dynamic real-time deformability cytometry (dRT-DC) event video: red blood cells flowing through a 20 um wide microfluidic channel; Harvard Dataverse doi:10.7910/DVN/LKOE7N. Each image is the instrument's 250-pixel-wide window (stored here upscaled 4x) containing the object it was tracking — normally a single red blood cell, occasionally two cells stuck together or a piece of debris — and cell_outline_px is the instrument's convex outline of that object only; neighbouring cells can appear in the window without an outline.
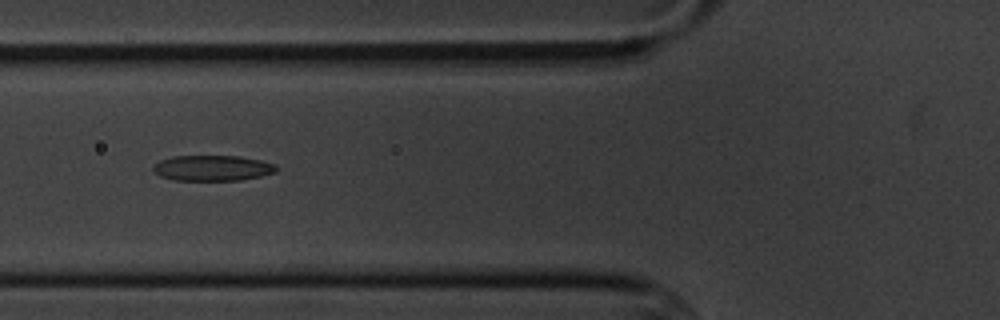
{"species": "common noctule bat (a hibernating species)", "species_latin": "Nyctalus noctula", "temperature_condition": "cold", "stored_images_in_passage": 10, "camera_frame_rate_fps": 3000, "um_per_image_px": 0.085, "animal": {"sex": "male", "body_mass_g": 20.1, "forearm_length_mm": 53.5}, "frame": {"image": 1, "passage_image": 5, "time_ms": 5.667, "image_size_px": [1000, 320], "cell_outline_px": [[276, 172], [260, 176], [240, 180], [172, 180], [160, 176], [152, 168], [152, 164], [160, 160], [172, 156], [240, 156], [260, 160], [276, 164]], "centroid_in_image_um": [18.03, 14.28], "position_along_channel_um": 107.8, "area_um2": 18.38}}
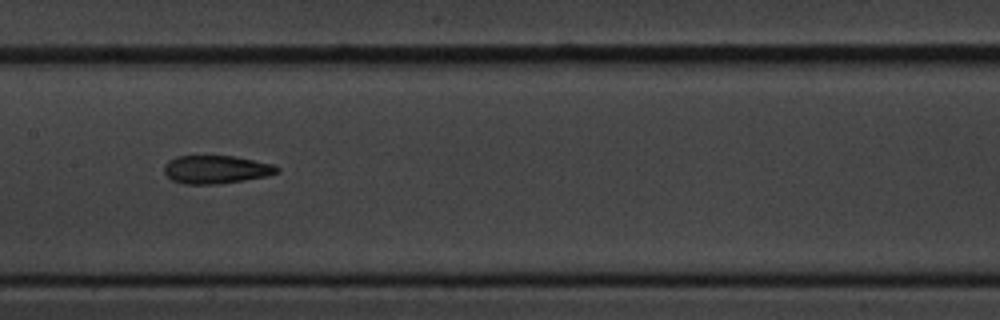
{"frame": {"image": 2, "passage_image": 7, "time_ms": 8.0, "image_size_px": [1000, 320], "cell_outline_px": [[280, 172], [268, 176], [220, 184], [184, 184], [172, 180], [164, 172], [164, 164], [168, 160], [176, 156], [236, 156], [272, 164], [280, 168]], "centroid_in_image_um": [18.37, 14.41], "position_along_channel_um": 189.0, "area_um2": 18.67}}
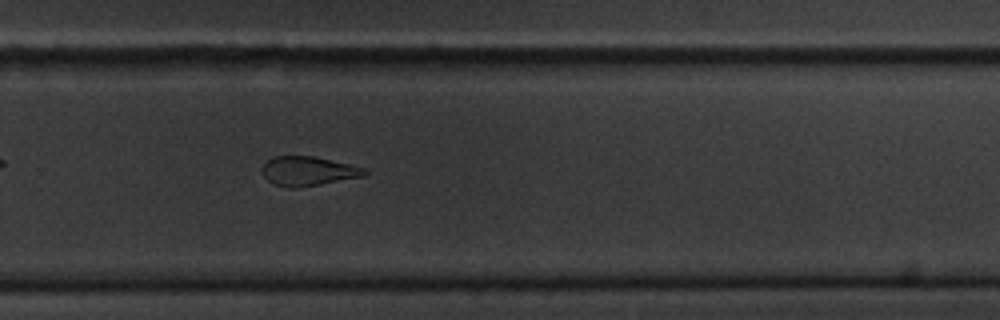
{"frame": {"image": 3, "passage_image": 10, "time_ms": 11.333, "image_size_px": [1000, 320], "cell_outline_px": [[368, 172], [364, 176], [320, 184], [296, 188], [288, 188], [272, 184], [264, 176], [260, 168], [272, 156], [312, 156], [348, 164], [364, 168]], "centroid_in_image_um": [26.13, 14.55], "position_along_channel_um": 303.7, "area_um2": 17.4}}